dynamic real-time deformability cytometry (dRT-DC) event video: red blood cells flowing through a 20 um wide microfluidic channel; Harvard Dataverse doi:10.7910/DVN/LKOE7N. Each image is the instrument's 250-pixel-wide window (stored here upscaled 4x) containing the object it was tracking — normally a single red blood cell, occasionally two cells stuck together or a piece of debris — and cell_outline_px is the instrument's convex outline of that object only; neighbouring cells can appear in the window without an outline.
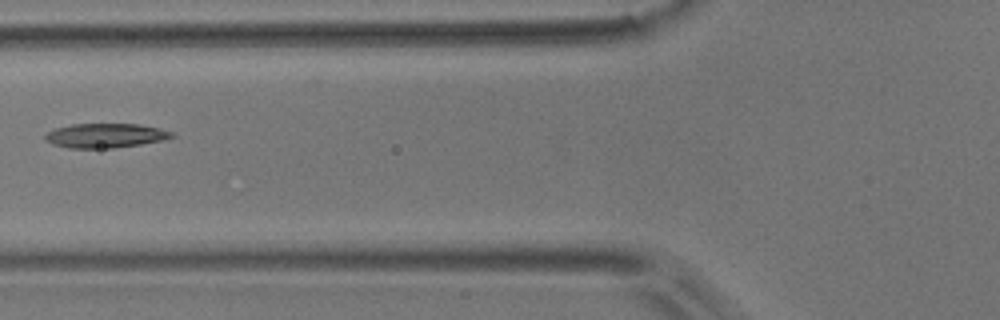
{"species": "common noctule bat (a hibernating species)", "species_latin": "Nyctalus noctula", "temperature_condition": "room temperature", "stored_images_in_passage": 4, "camera_frame_rate_fps": 3000, "um_per_image_px": 0.085, "animal": {"sex": "male", "body_mass_g": 17.9}, "frame": {"image": 1, "passage_image": 4, "time_ms": 1.0, "image_size_px": [1000, 320], "cell_outline_px": [[176, 136], [160, 140], [140, 144], [112, 148], [68, 148], [52, 144], [44, 140], [44, 136], [48, 132], [56, 128], [72, 124], [140, 124], [160, 128], [172, 132]], "centroid_in_image_um": [8.93, 11.52], "position_along_channel_um": 116.9, "area_um2": 17.92}}